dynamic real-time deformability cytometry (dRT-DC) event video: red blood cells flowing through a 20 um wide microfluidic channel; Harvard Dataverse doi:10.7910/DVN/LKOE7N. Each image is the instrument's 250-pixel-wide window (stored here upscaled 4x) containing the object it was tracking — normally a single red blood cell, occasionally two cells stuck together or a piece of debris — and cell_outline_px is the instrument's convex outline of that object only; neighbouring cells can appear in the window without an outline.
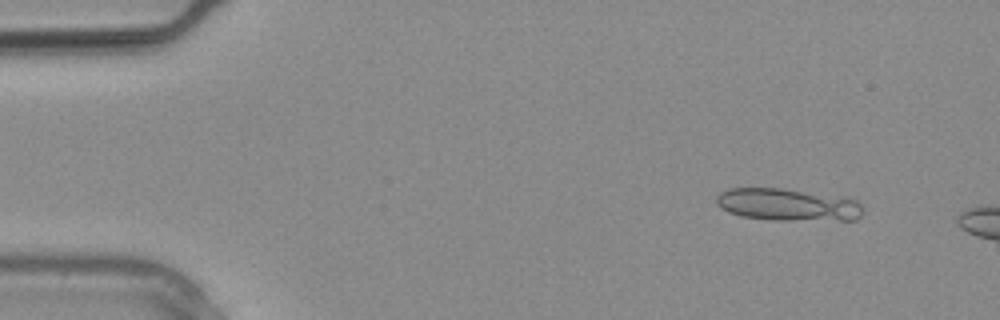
{"species": "common noctule bat (a hibernating species)", "species_latin": "Nyctalus noctula", "temperature_condition": "warm", "stored_images_in_passage": 4, "camera_frame_rate_fps": 3000, "um_per_image_px": 0.085, "animal": {"sex": "male", "body_mass_g": 20.4}, "frame": {"image": 1, "passage_image": 2, "time_ms": 0.333, "image_size_px": [1000, 320], "cell_outline_px": [[864, 212], [856, 220], [772, 220], [740, 216], [728, 212], [720, 208], [716, 204], [716, 196], [720, 192], [728, 188], [780, 188], [848, 196], [856, 200], [864, 208]], "centroid_in_image_um": [67.0, 17.39], "position_along_channel_um": 18.0, "area_um2": 28.26}}